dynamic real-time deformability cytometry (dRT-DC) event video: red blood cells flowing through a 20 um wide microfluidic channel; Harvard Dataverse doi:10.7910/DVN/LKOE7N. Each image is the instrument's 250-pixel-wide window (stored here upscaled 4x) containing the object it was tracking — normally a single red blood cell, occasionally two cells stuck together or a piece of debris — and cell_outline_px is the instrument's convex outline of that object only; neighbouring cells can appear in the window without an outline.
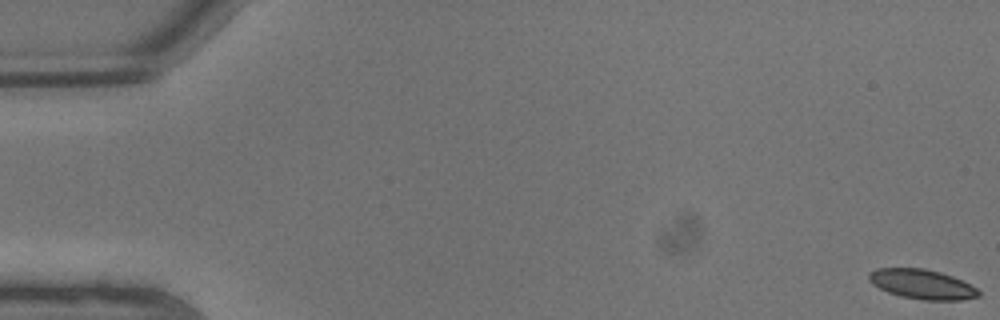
{"species": "common noctule bat (a hibernating species)", "species_latin": "Nyctalus noctula", "temperature_condition": "warm", "stored_images_in_passage": 8, "camera_frame_rate_fps": 3000, "um_per_image_px": 0.085, "animal": {"sex": "male", "body_mass_g": 13.3}, "frame": {"image": 1, "passage_image": 1, "time_ms": 0.0, "image_size_px": [1000, 320], "cell_outline_px": [[980, 296], [964, 300], [924, 300], [900, 296], [888, 292], [872, 284], [868, 280], [868, 272], [876, 268], [924, 268], [940, 272], [952, 276], [976, 288], [980, 292]], "centroid_in_image_um": [78.34, 24.16], "position_along_channel_um": 6.7, "area_um2": 18.96}}
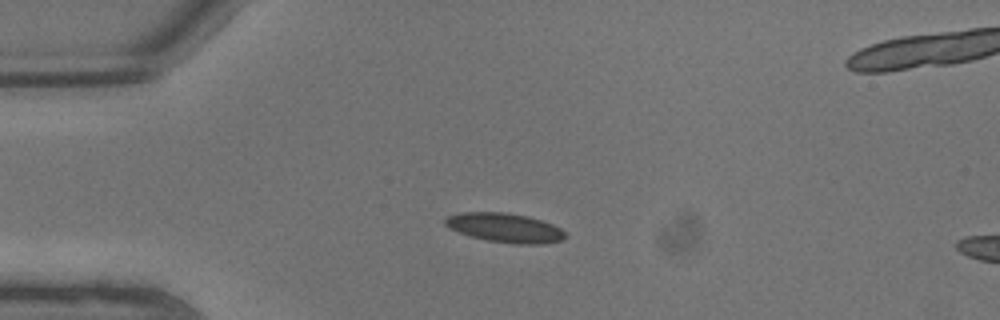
{"frame": {"image": 2, "passage_image": 6, "time_ms": 1.667, "image_size_px": [1000, 320], "cell_outline_px": [[568, 236], [564, 240], [540, 244], [512, 244], [488, 240], [472, 236], [448, 228], [444, 224], [444, 220], [448, 216], [460, 212], [504, 212], [528, 216], [552, 224], [560, 228]], "centroid_in_image_um": [42.93, 19.36], "position_along_channel_um": 42.1, "area_um2": 20.46}}